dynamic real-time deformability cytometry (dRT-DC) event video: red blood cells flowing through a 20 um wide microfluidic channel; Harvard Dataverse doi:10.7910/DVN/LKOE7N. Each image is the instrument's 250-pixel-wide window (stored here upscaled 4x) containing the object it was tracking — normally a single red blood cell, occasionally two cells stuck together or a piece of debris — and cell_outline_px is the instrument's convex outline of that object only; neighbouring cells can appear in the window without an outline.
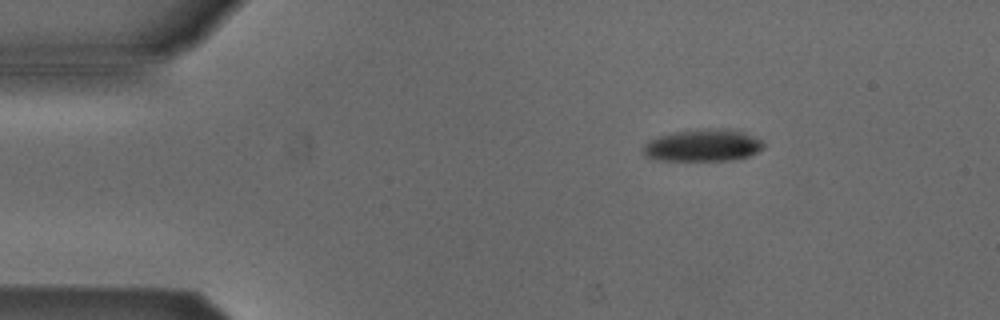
{"species": "Egyptian fruit bat (a non-hibernating species)", "species_latin": "Rousettus aegyptiacus", "temperature_condition": "cold", "stored_images_in_passage": 3, "camera_frame_rate_fps": 3000, "um_per_image_px": 0.085, "animal": {"sex": "male"}, "frame": {"image": 1, "passage_image": 2, "time_ms": 0.333, "image_size_px": [1000, 320], "cell_outline_px": [[764, 148], [748, 156], [732, 160], [656, 160], [644, 156], [644, 144], [648, 140], [660, 136], [676, 132], [708, 128], [724, 128], [740, 132], [760, 140], [764, 144]], "centroid_in_image_um": [59.71, 12.36], "position_along_channel_um": 25.3, "area_um2": 22.2}}